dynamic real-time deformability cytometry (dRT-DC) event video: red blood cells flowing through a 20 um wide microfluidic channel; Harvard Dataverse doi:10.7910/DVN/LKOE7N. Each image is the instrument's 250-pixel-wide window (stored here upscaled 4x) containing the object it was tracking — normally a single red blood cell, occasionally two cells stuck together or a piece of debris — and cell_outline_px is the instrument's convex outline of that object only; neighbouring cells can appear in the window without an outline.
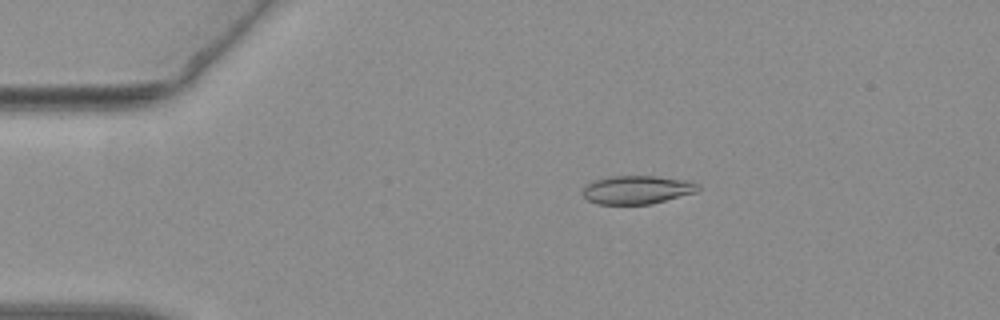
{"species": "common noctule bat (a hibernating species)", "species_latin": "Nyctalus noctula", "temperature_condition": "warm", "stored_images_in_passage": 37, "camera_frame_rate_fps": 3000, "um_per_image_px": 0.085, "animal": {"sex": "female", "body_mass_g": 19.3, "forearm_length_mm": 54.1}, "frame": {"image": 1, "passage_image": 1, "time_ms": 0.0, "image_size_px": [1000, 320], "cell_outline_px": [[700, 188], [696, 192], [652, 204], [596, 204], [588, 200], [584, 196], [584, 188], [592, 180], [612, 176], [656, 176], [692, 180], [700, 184]], "centroid_in_image_um": [54.2, 16.12], "position_along_channel_um": 30.8, "area_um2": 19.25}}
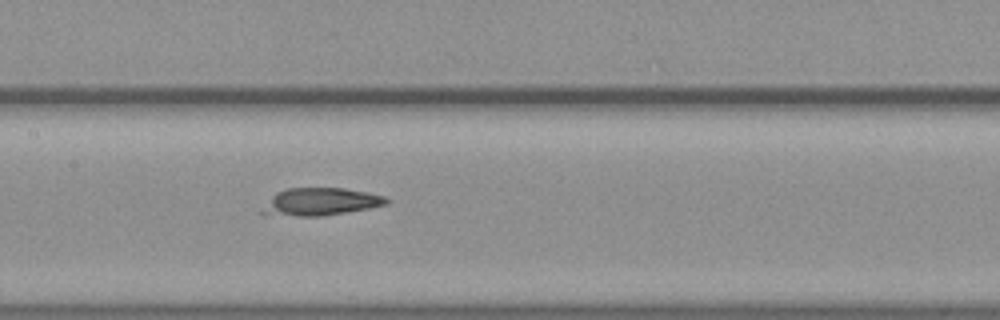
{"frame": {"image": 2, "passage_image": 17, "time_ms": 5.333, "image_size_px": [1000, 320], "cell_outline_px": [[392, 200], [388, 204], [368, 208], [320, 216], [300, 216], [260, 212], [272, 196], [276, 192], [284, 188], [344, 188], [368, 192], [384, 196]], "centroid_in_image_um": [27.31, 17.12], "position_along_channel_um": 180.1, "area_um2": 19.59}}
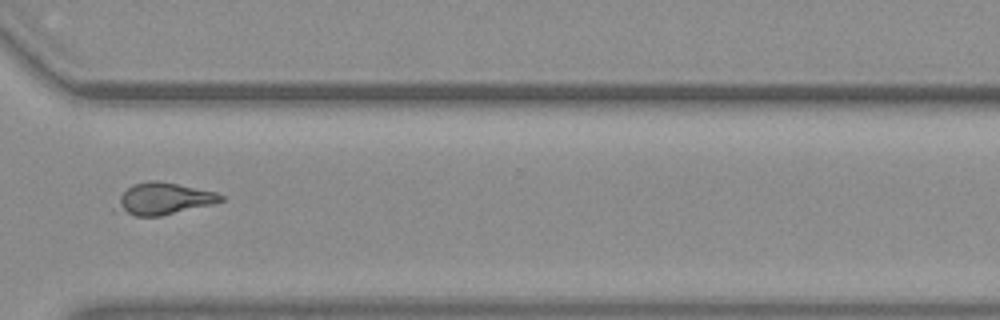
{"frame": {"image": 3, "passage_image": 31, "time_ms": 10.0, "image_size_px": [1000, 320], "cell_outline_px": [[224, 200], [212, 204], [160, 216], [136, 216], [120, 208], [120, 196], [132, 184], [152, 180], [156, 180], [216, 192], [224, 196]], "centroid_in_image_um": [13.99, 16.87], "position_along_channel_um": 356.6, "area_um2": 18.55}, "authors_computed_cell_mechanics": {"area_um2": 19.7098, "velocity_mm_per_s": 3.7793, "shape_relaxation_time_tau1_ms": null, "shape_relaxation_time_tau2_ms": 3.8704, "deformation_change_tau1": null, "deformation_change_tau2": 0.0971}}